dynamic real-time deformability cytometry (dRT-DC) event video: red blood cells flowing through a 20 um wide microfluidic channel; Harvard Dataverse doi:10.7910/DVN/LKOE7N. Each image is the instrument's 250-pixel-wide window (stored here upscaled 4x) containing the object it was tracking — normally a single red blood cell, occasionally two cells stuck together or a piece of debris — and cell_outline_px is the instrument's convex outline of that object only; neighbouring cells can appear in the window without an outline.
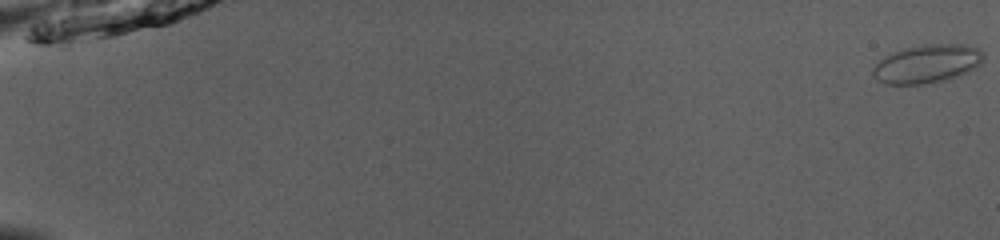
{"species": "common noctule bat (a hibernating species)", "species_latin": "Nyctalus noctula", "temperature_condition": "room temperature", "stored_images_in_passage": 13, "camera_frame_rate_fps": 3000, "um_per_image_px": 0.085, "animal": {"sex": "male", "body_mass_g": 13.0, "forearm_length_mm": 53.1}, "frame": {"image": 1, "passage_image": 13, "time_ms": 4.0, "image_size_px": [1000, 240], "cell_outline_px": [[984, 56], [980, 64], [948, 80], [924, 84], [884, 84], [876, 80], [872, 76], [872, 68], [880, 60], [892, 52], [904, 48], [924, 44], [968, 44], [980, 48], [984, 52]], "centroid_in_image_um": [78.78, 5.42], "position_along_channel_um": 6.2, "area_um2": 24.91}}